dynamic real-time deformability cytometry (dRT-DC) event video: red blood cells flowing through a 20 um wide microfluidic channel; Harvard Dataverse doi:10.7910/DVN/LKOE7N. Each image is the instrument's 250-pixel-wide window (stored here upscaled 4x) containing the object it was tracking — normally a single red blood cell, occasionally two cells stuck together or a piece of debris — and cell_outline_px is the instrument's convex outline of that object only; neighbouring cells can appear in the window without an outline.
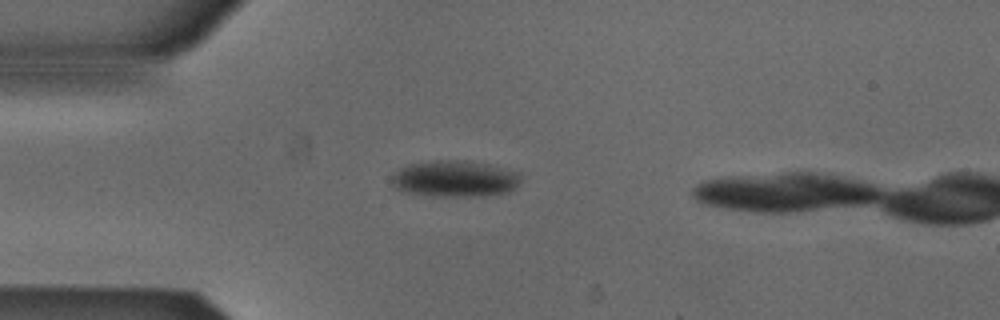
{"species": "Egyptian fruit bat (a non-hibernating species)", "species_latin": "Rousettus aegyptiacus", "temperature_condition": "cold", "stored_images_in_passage": 44, "camera_frame_rate_fps": 3000, "um_per_image_px": 0.085, "animal": {"sex": "male"}, "frame": {"image": 1, "passage_image": 10, "time_ms": 3.0, "image_size_px": [1000, 320], "cell_outline_px": [[520, 184], [516, 188], [508, 192], [484, 196], [436, 196], [408, 192], [396, 188], [392, 184], [392, 176], [400, 168], [408, 164], [432, 160], [468, 160], [488, 164], [520, 172]], "centroid_in_image_um": [38.71, 15.18], "position_along_channel_um": 46.3, "area_um2": 27.57}}
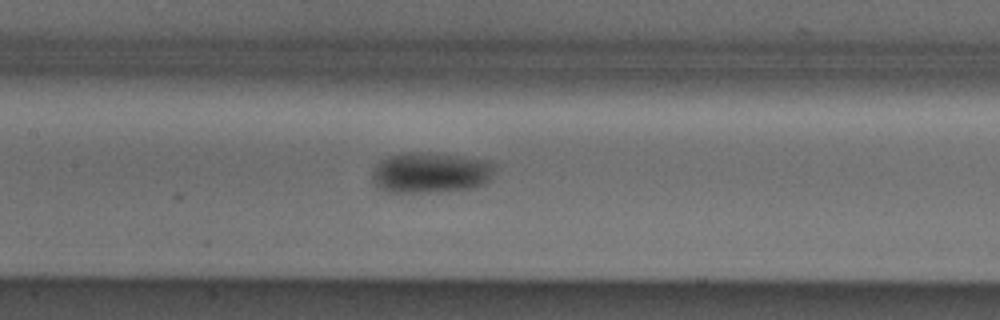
{"frame": {"image": 2, "passage_image": 21, "time_ms": 6.667, "image_size_px": [1000, 320], "cell_outline_px": [[496, 164], [492, 176], [484, 184], [472, 188], [448, 192], [388, 192], [380, 188], [372, 180], [372, 172], [376, 164], [380, 160], [388, 156], [416, 152], [460, 156], [488, 160]], "centroid_in_image_um": [36.62, 14.69], "position_along_channel_um": 170.8, "area_um2": 29.13}}
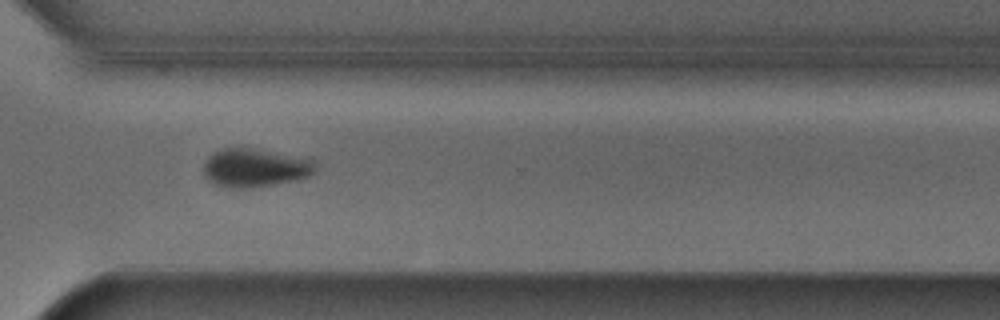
{"frame": {"image": 3, "passage_image": 35, "time_ms": 11.333, "image_size_px": [1000, 320], "cell_outline_px": [[316, 168], [308, 176], [296, 180], [248, 188], [232, 188], [216, 184], [208, 180], [204, 176], [204, 164], [208, 156], [212, 152], [220, 148], [256, 148], [312, 156]], "centroid_in_image_um": [21.72, 14.22], "position_along_channel_um": 348.9, "area_um2": 25.66}, "authors_computed_cell_mechanics": {"area_um2": 26.3568, "velocity_mm_per_s": 3.8266, "shape_relaxation_time_tau1_ms": 2.546, "shape_relaxation_time_tau2_ms": null, "deformation_change_tau1": 0.0482, "deformation_change_tau2": null}}